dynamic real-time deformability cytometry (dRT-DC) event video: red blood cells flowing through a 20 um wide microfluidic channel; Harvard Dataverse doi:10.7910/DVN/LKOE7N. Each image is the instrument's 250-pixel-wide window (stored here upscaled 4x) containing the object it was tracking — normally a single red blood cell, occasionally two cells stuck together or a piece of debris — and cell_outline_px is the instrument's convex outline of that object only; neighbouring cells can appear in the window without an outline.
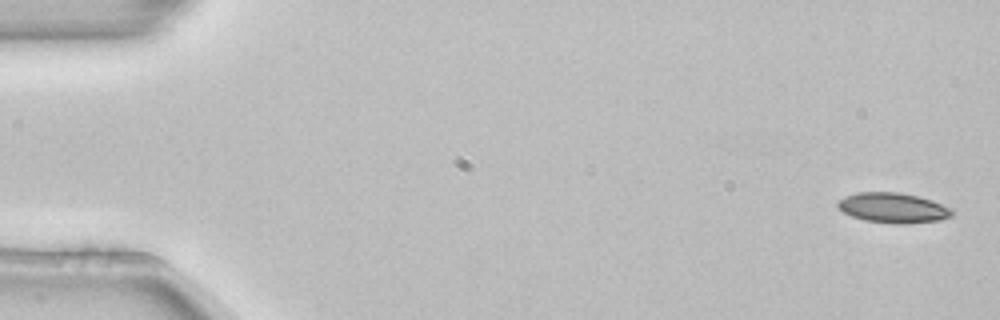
{"species": "common noctule bat (a hibernating species)", "species_latin": "Nyctalus noctula", "temperature_condition": "room temperature", "stored_images_in_passage": 5, "camera_frame_rate_fps": 3000, "um_per_image_px": 0.085, "animal": {"sex": "female", "body_mass_g": 22.7, "forearm_length_mm": 54.2}, "frame": {"image": 1, "passage_image": 1, "time_ms": 0.0, "image_size_px": [1000, 320], "cell_outline_px": [[952, 216], [940, 220], [908, 224], [896, 224], [864, 220], [852, 216], [844, 212], [836, 204], [844, 196], [856, 192], [900, 192], [932, 200], [952, 208]], "centroid_in_image_um": [75.92, 17.67], "position_along_channel_um": 9.1, "area_um2": 20.06}}
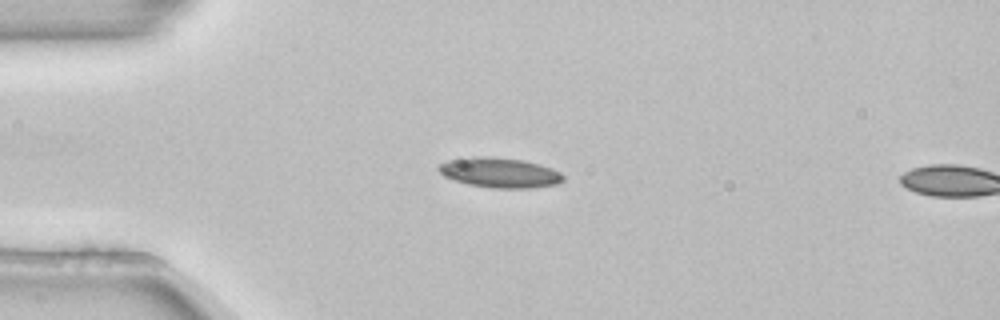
{"frame": {"image": 2, "passage_image": 4, "time_ms": 1.0, "image_size_px": [1000, 320], "cell_outline_px": [[564, 180], [556, 184], [528, 188], [496, 188], [468, 184], [452, 180], [444, 176], [436, 168], [440, 164], [448, 160], [468, 156], [484, 156], [524, 160], [540, 164], [552, 168], [560, 172], [564, 176]], "centroid_in_image_um": [42.45, 14.66], "position_along_channel_um": 42.5, "area_um2": 21.85}}